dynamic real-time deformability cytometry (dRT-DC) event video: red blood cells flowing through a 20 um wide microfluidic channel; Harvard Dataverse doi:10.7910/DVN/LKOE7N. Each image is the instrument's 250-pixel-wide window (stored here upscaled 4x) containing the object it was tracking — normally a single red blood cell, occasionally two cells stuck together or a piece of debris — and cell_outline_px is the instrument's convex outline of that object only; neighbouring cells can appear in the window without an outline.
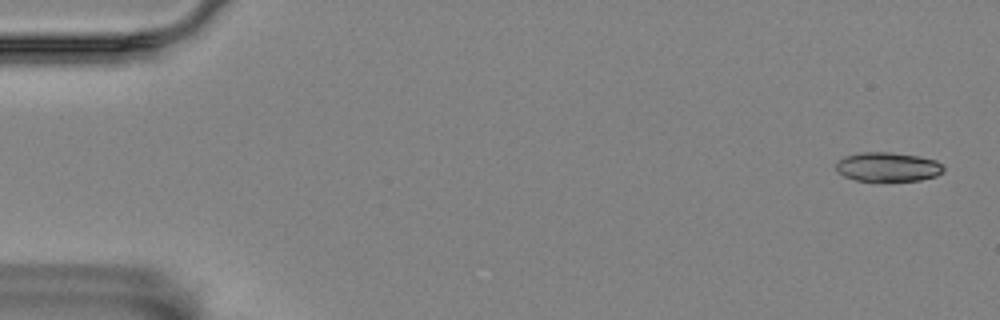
{"species": "Egyptian fruit bat (a non-hibernating species)", "species_latin": "Rousettus aegyptiacus", "temperature_condition": "room temperature", "stored_images_in_passage": 13, "camera_frame_rate_fps": 3000, "um_per_image_px": 0.085, "animal": {"sex": "female"}, "frame": {"image": 1, "passage_image": 1, "time_ms": 0.0, "image_size_px": [1000, 320], "cell_outline_px": [[944, 172], [936, 176], [920, 180], [856, 180], [844, 176], [836, 172], [836, 164], [844, 156], [860, 152], [888, 152], [920, 156], [936, 160], [944, 168]], "centroid_in_image_um": [75.46, 14.17], "position_along_channel_um": 9.5, "area_um2": 18.21}}
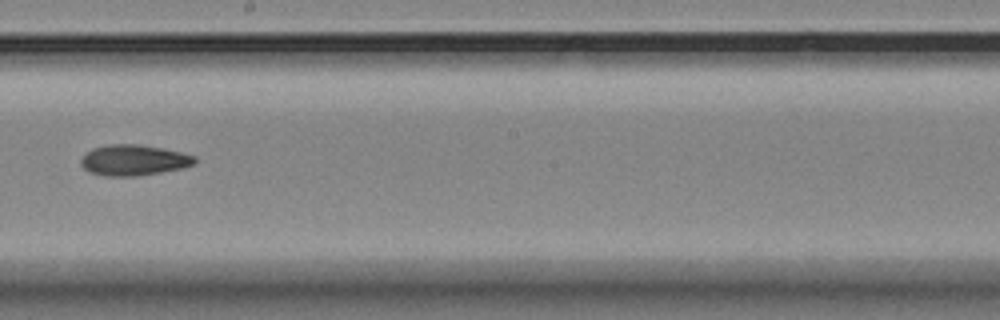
{"frame": {"image": 2, "passage_image": 8, "time_ms": 2.333, "image_size_px": [1000, 320], "cell_outline_px": [[196, 164], [184, 168], [136, 176], [104, 176], [88, 172], [80, 164], [80, 160], [92, 148], [108, 144], [140, 144], [180, 152], [196, 156]], "centroid_in_image_um": [11.37, 13.62], "position_along_channel_um": 236.8, "area_um2": 20.46}}
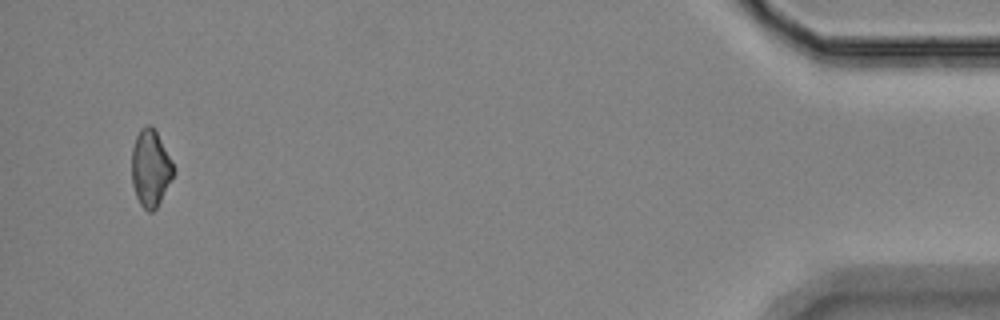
{"frame": {"image": 3, "passage_image": 13, "time_ms": 4.0, "image_size_px": [1000, 320], "cell_outline_px": [[172, 176], [156, 208], [152, 212], [148, 212], [140, 204], [136, 196], [132, 184], [132, 148], [136, 136], [140, 128], [148, 124], [152, 124], [172, 160]], "centroid_in_image_um": [12.76, 14.26], "position_along_channel_um": 422.4, "area_um2": 18.38}}